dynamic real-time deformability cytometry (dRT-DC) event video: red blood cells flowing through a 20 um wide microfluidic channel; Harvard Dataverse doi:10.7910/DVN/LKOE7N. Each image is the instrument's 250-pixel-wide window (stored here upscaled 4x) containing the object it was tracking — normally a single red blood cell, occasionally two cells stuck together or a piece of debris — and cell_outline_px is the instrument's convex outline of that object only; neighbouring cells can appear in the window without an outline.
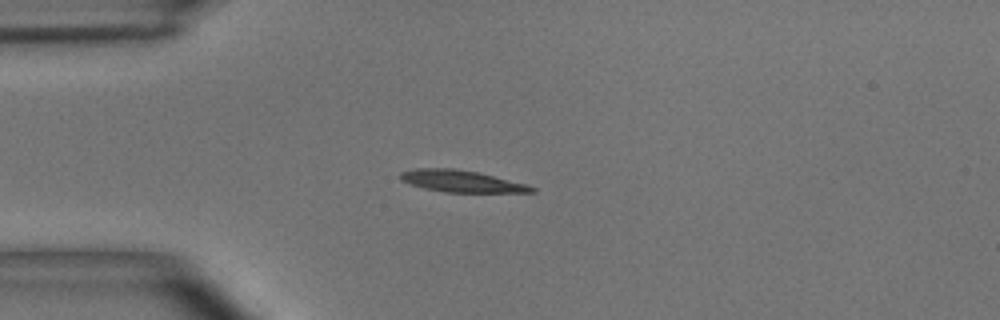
{"species": "common noctule bat (a hibernating species)", "species_latin": "Nyctalus noctula", "temperature_condition": "room temperature", "stored_images_in_passage": 13, "camera_frame_rate_fps": 3000, "um_per_image_px": 0.085, "animal": {"sex": "male", "body_mass_g": 15.6}, "frame": {"image": 1, "passage_image": 1, "time_ms": 0.0, "image_size_px": [1000, 320], "cell_outline_px": [[536, 192], [444, 192], [424, 188], [400, 180], [400, 172], [416, 168], [452, 168], [476, 172], [528, 184], [536, 188]], "centroid_in_image_um": [39.22, 15.4], "position_along_channel_um": 45.8, "area_um2": 16.53}}
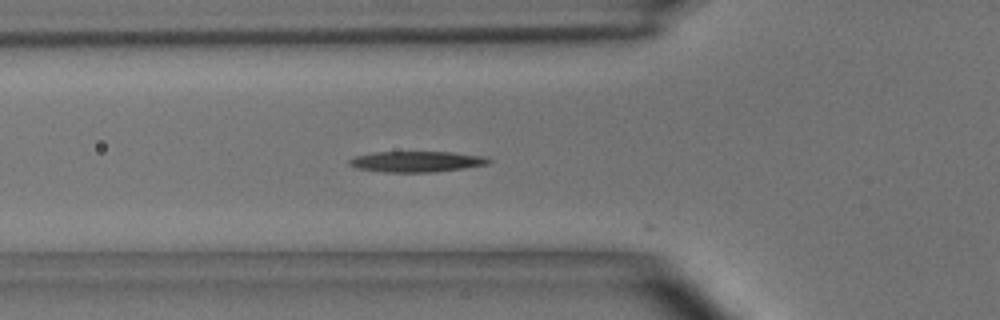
{"frame": {"image": 2, "passage_image": 6, "time_ms": 1.667, "image_size_px": [1000, 320], "cell_outline_px": [[492, 160], [488, 164], [464, 168], [436, 172], [384, 172], [356, 168], [348, 164], [348, 160], [356, 156], [372, 152], [452, 152], [484, 156]], "centroid_in_image_um": [35.4, 13.73], "position_along_channel_um": 90.4, "area_um2": 16.94}}